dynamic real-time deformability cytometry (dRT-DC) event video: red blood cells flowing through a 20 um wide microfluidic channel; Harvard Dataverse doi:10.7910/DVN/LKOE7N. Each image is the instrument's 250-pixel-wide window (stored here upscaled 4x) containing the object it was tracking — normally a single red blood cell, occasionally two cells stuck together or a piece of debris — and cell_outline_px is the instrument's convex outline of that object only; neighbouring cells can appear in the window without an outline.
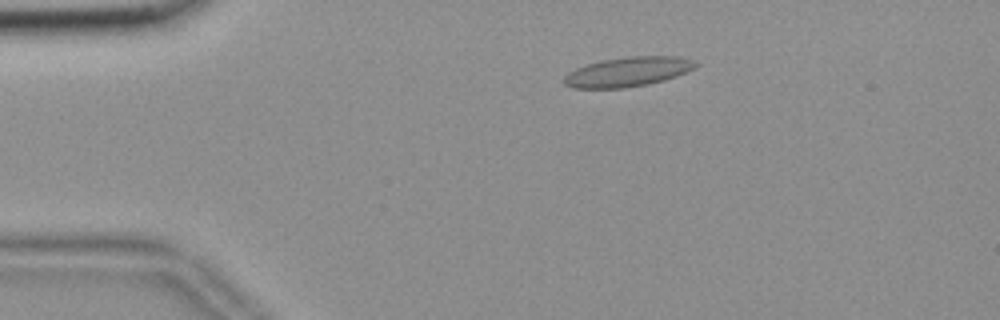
{"species": "common noctule bat (a hibernating species)", "species_latin": "Nyctalus noctula", "temperature_condition": "room temperature", "stored_images_in_passage": 55, "camera_frame_rate_fps": 3000, "um_per_image_px": 0.085, "animal": {"sex": "female", "body_mass_g": 18.4}, "frame": {"image": 1, "passage_image": 11, "time_ms": 3.333, "image_size_px": [1000, 320], "cell_outline_px": [[700, 64], [696, 68], [676, 76], [664, 80], [648, 84], [624, 88], [572, 88], [564, 84], [564, 76], [568, 72], [576, 68], [600, 60], [628, 56], [676, 56], [692, 60]], "centroid_in_image_um": [53.37, 6.1], "position_along_channel_um": 31.6, "area_um2": 22.77}}
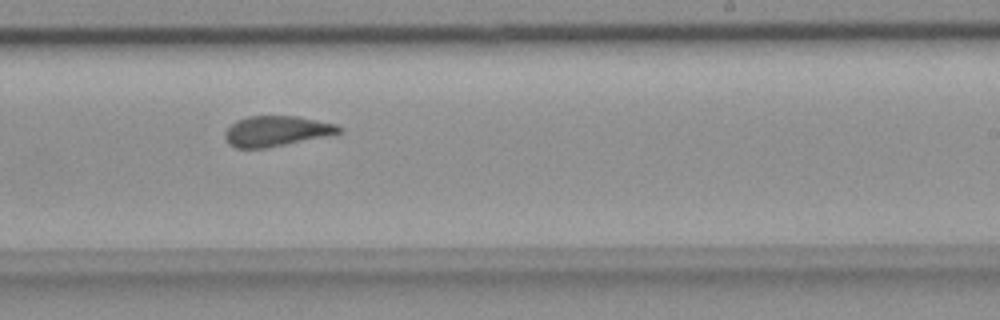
{"frame": {"image": 2, "passage_image": 34, "time_ms": 11.0, "image_size_px": [1000, 320], "cell_outline_px": [[344, 132], [328, 136], [264, 148], [236, 148], [228, 144], [224, 136], [224, 132], [236, 120], [248, 116], [296, 116], [336, 124], [344, 128]], "centroid_in_image_um": [23.51, 11.14], "position_along_channel_um": 265.5, "area_um2": 20.23}}
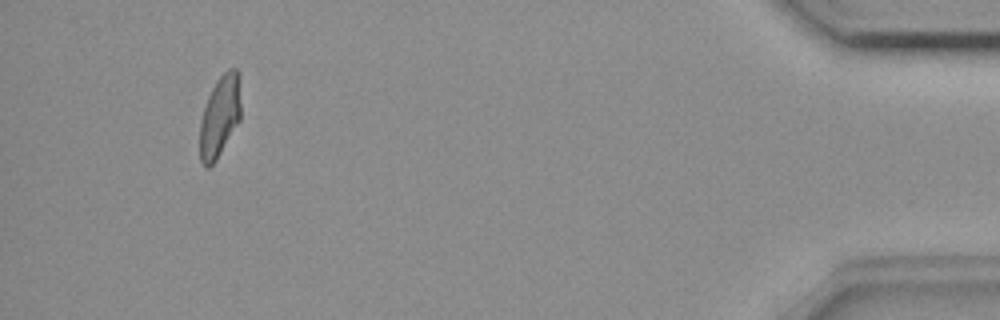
{"frame": {"image": 3, "passage_image": 52, "time_ms": 17.0, "image_size_px": [1000, 320], "cell_outline_px": [[240, 120], [216, 160], [208, 168], [204, 168], [200, 160], [200, 120], [208, 96], [216, 80], [228, 68], [236, 68], [240, 76]], "centroid_in_image_um": [18.69, 9.87], "position_along_channel_um": 416.5, "area_um2": 19.59}, "authors_computed_cell_mechanics": {"area_um2": 20.9236, "velocity_mm_per_s": 3.6746, "shape_relaxation_time_tau1_ms": null, "shape_relaxation_time_tau2_ms": 1.7783, "deformation_change_tau1": null, "deformation_change_tau2": 0.0719}}